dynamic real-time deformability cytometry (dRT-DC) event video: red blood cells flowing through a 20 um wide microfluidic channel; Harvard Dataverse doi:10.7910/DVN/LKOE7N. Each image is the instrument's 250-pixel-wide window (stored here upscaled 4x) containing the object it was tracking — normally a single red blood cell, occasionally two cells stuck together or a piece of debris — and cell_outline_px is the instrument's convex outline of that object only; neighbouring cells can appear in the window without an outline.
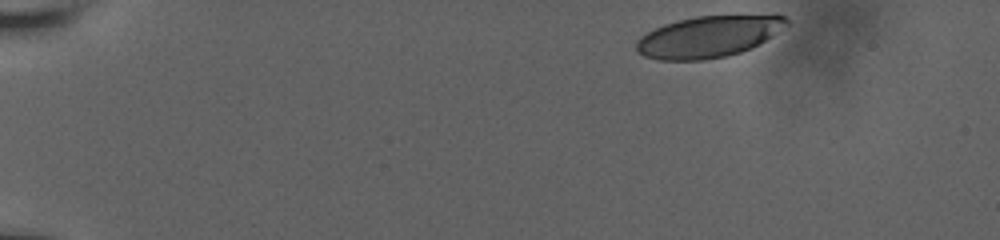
{"species": "human", "species_latin": "Homo sapiens", "temperature_condition": "room temperature", "stored_images_in_passage": 11, "camera_frame_rate_fps": 3000, "um_per_image_px": 0.085, "donor": {"sex": "male"}, "frame": {"image": 1, "passage_image": 1, "time_ms": 0.0, "image_size_px": [1000, 240], "cell_outline_px": [[788, 24], [772, 36], [760, 44], [752, 48], [728, 56], [704, 60], [660, 60], [644, 56], [636, 52], [636, 40], [640, 36], [664, 24], [676, 20], [696, 16], [772, 12], [776, 12], [784, 16], [788, 20]], "centroid_in_image_um": [60.3, 3.07], "position_along_channel_um": 24.7, "area_um2": 37.4}}
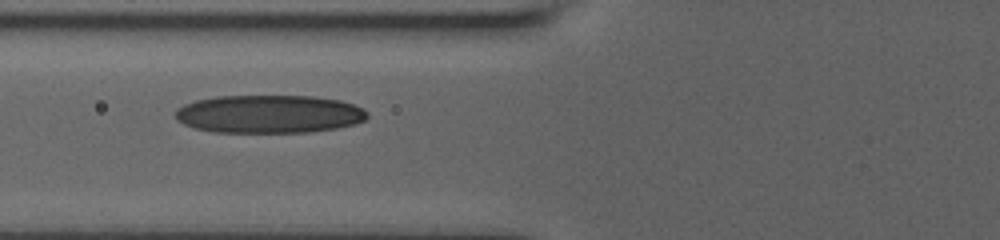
{"frame": {"image": 2, "passage_image": 8, "time_ms": 5.333, "image_size_px": [1000, 240], "cell_outline_px": [[368, 116], [364, 120], [352, 124], [336, 128], [308, 132], [212, 132], [196, 128], [184, 124], [176, 120], [176, 108], [184, 104], [196, 100], [216, 96], [312, 96], [340, 100], [364, 108], [368, 112]], "centroid_in_image_um": [22.86, 9.69], "position_along_channel_um": 102.9, "area_um2": 42.66}}
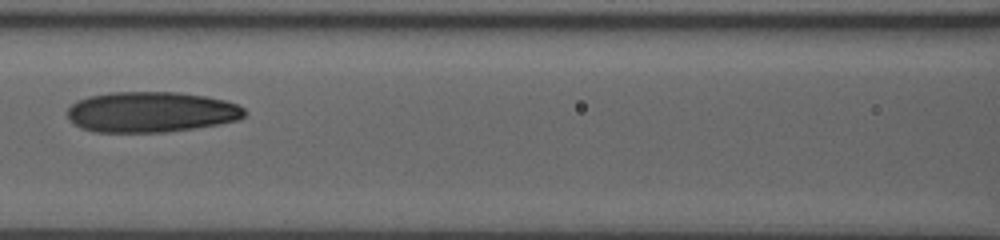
{"frame": {"image": 3, "passage_image": 10, "time_ms": 6.667, "image_size_px": [1000, 240], "cell_outline_px": [[248, 112], [244, 116], [236, 120], [216, 124], [192, 128], [164, 132], [92, 132], [80, 128], [72, 124], [68, 120], [68, 108], [76, 100], [88, 96], [108, 92], [176, 92], [204, 96], [224, 100], [236, 104], [244, 108]], "centroid_in_image_um": [12.77, 9.52], "position_along_channel_um": 153.8, "area_um2": 42.02}}